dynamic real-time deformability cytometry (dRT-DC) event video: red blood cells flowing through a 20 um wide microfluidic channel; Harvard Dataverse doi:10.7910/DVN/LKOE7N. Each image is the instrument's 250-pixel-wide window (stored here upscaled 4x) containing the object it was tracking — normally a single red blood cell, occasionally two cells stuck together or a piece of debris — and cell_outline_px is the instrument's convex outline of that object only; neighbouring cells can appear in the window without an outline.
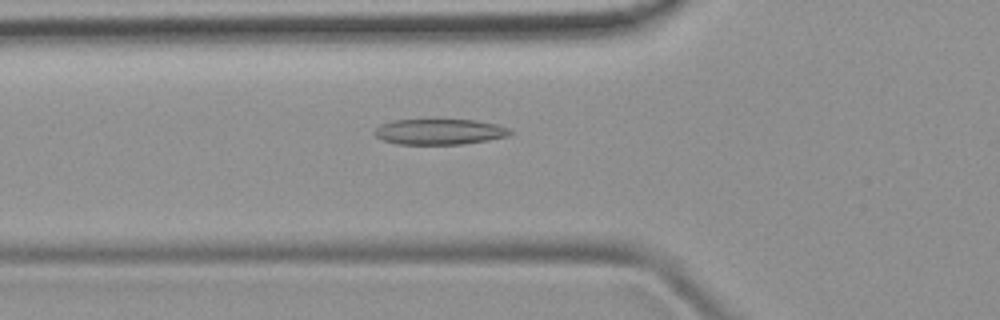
{"species": "common noctule bat (a hibernating species)", "species_latin": "Nyctalus noctula", "temperature_condition": "room temperature", "stored_images_in_passage": 45, "camera_frame_rate_fps": 3000, "um_per_image_px": 0.085, "animal": {"sex": "female", "body_mass_g": 19.9}, "frame": {"image": 1, "passage_image": 14, "time_ms": 4.333, "image_size_px": [1000, 320], "cell_outline_px": [[516, 132], [508, 136], [488, 140], [464, 144], [396, 144], [380, 140], [372, 132], [380, 124], [392, 120], [436, 116], [476, 120], [500, 124]], "centroid_in_image_um": [37.35, 11.14], "position_along_channel_um": 88.5, "area_um2": 21.79}}
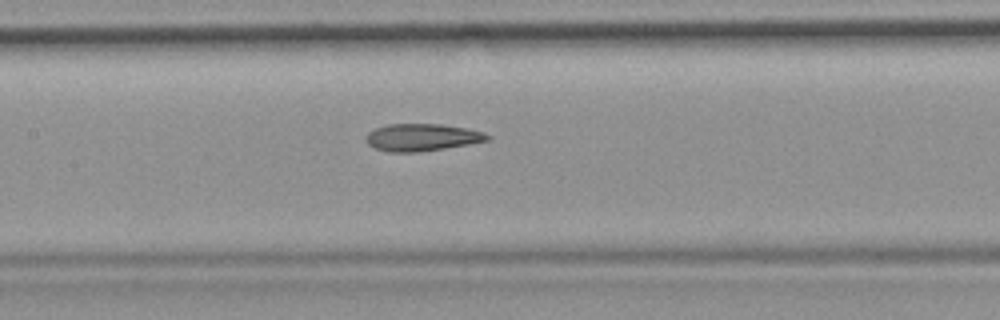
{"frame": {"image": 2, "passage_image": 20, "time_ms": 6.333, "image_size_px": [1000, 320], "cell_outline_px": [[492, 140], [444, 148], [416, 152], [388, 152], [376, 148], [368, 144], [368, 132], [376, 128], [388, 124], [440, 124], [468, 128], [484, 132], [492, 136]], "centroid_in_image_um": [35.94, 11.67], "position_along_channel_um": 171.5, "area_um2": 19.19}}
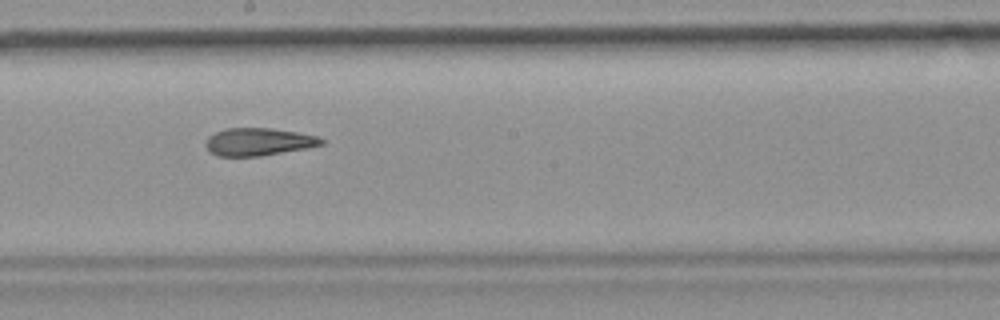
{"frame": {"image": 3, "passage_image": 24, "time_ms": 7.667, "image_size_px": [1000, 320], "cell_outline_px": [[324, 144], [308, 148], [260, 156], [216, 156], [208, 152], [204, 144], [208, 136], [216, 132], [228, 128], [272, 128], [296, 132], [316, 136], [324, 140]], "centroid_in_image_um": [21.93, 12.06], "position_along_channel_um": 226.3, "area_um2": 18.73}}